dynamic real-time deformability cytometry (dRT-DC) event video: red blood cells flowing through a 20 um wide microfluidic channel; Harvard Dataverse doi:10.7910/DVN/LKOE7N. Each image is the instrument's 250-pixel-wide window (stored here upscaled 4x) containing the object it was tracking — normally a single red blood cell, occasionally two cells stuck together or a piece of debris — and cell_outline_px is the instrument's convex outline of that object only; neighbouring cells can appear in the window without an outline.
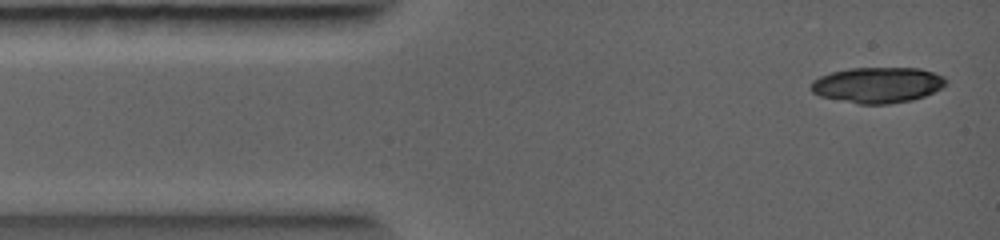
{"species": "common noctule bat (a hibernating species)", "species_latin": "Nyctalus noctula", "temperature_condition": "warm", "stored_images_in_passage": 3, "camera_frame_rate_fps": 5000, "um_per_image_px": 0.085, "animal": {"sex": "female", "body_mass_g": 19.0, "forearm_length_mm": 56.7}, "frame": {"image": 1, "passage_image": 1, "time_ms": 0.0, "image_size_px": [1000, 240], "cell_outline_px": [[948, 80], [940, 88], [924, 96], [912, 100], [888, 104], [860, 104], [820, 96], [812, 92], [808, 88], [812, 80], [820, 76], [832, 72], [848, 68], [920, 68], [944, 76]], "centroid_in_image_um": [74.56, 7.22], "position_along_channel_um": 10.4, "area_um2": 28.09}}